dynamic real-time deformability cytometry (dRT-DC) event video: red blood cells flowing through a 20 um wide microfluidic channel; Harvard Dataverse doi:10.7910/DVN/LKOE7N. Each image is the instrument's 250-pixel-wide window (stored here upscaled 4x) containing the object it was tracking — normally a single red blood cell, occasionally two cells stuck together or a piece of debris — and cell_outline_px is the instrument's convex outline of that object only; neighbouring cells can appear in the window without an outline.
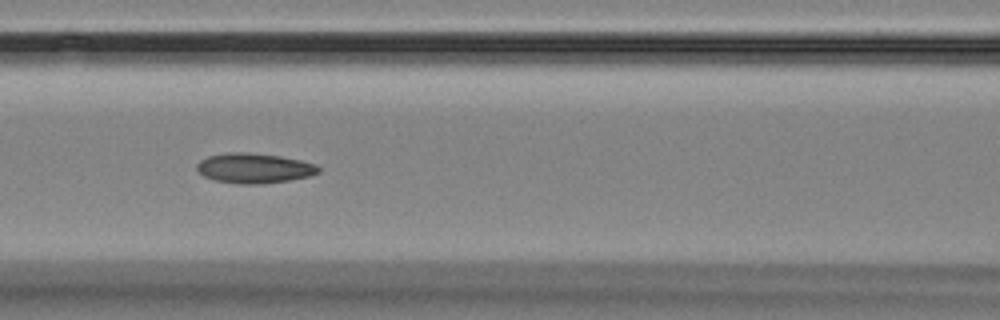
{"species": "Egyptian fruit bat (a non-hibernating species)", "species_latin": "Rousettus aegyptiacus", "temperature_condition": "room temperature", "stored_images_in_passage": 12, "camera_frame_rate_fps": 3000, "um_per_image_px": 0.085, "animal": {"sex": "female"}, "frame": {"image": 1, "passage_image": 3, "time_ms": 2.333, "image_size_px": [1000, 320], "cell_outline_px": [[320, 172], [312, 176], [264, 184], [240, 184], [216, 180], [204, 176], [196, 168], [196, 164], [200, 160], [208, 156], [228, 152], [248, 152], [280, 156], [300, 160], [316, 164], [320, 168]], "centroid_in_image_um": [21.62, 14.29], "position_along_channel_um": 145.0, "area_um2": 21.33}}
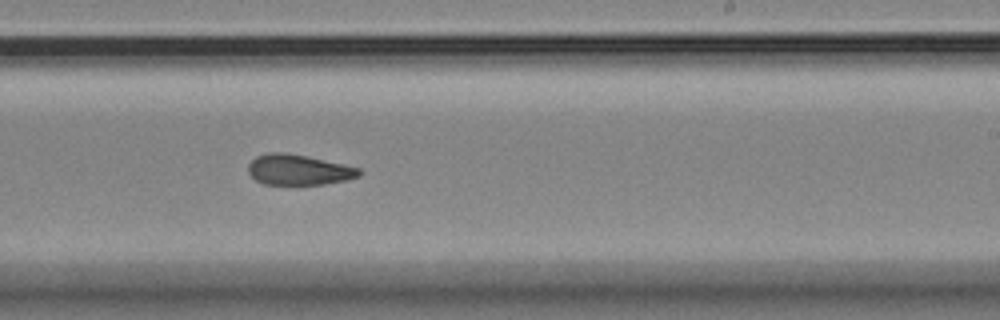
{"frame": {"image": 2, "passage_image": 6, "time_ms": 5.667, "image_size_px": [1000, 320], "cell_outline_px": [[360, 176], [348, 180], [324, 184], [264, 184], [256, 180], [248, 172], [248, 164], [256, 156], [268, 152], [284, 152], [308, 156], [344, 164], [360, 168]], "centroid_in_image_um": [25.38, 14.42], "position_along_channel_um": 263.6, "area_um2": 19.77}}
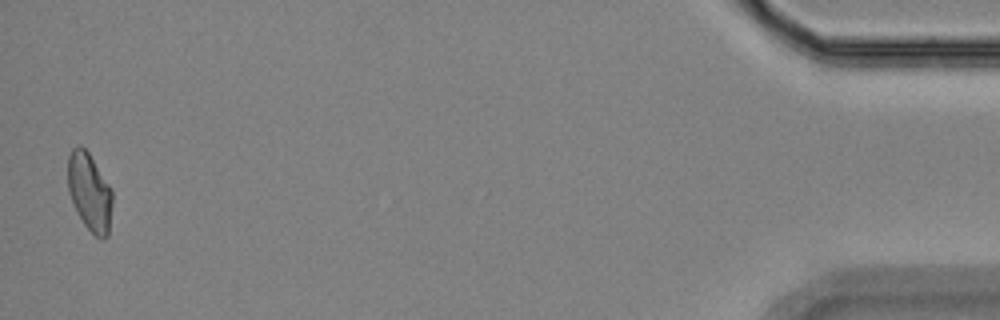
{"frame": {"image": 3, "passage_image": 12, "time_ms": 12.667, "image_size_px": [1000, 320], "cell_outline_px": [[112, 204], [108, 236], [104, 240], [100, 240], [84, 224], [68, 192], [68, 156], [72, 148], [76, 144], [80, 144], [88, 152], [112, 188]], "centroid_in_image_um": [7.62, 16.3], "position_along_channel_um": 427.6, "area_um2": 20.23}, "authors_computed_cell_mechanics": {"area_um2": 20.23, "velocity_mm_per_s": 3.5686, "shape_relaxation_time_tau1_ms": null, "shape_relaxation_time_tau2_ms": 3.1774, "deformation_change_tau1": null, "deformation_change_tau2": 0.0872}}